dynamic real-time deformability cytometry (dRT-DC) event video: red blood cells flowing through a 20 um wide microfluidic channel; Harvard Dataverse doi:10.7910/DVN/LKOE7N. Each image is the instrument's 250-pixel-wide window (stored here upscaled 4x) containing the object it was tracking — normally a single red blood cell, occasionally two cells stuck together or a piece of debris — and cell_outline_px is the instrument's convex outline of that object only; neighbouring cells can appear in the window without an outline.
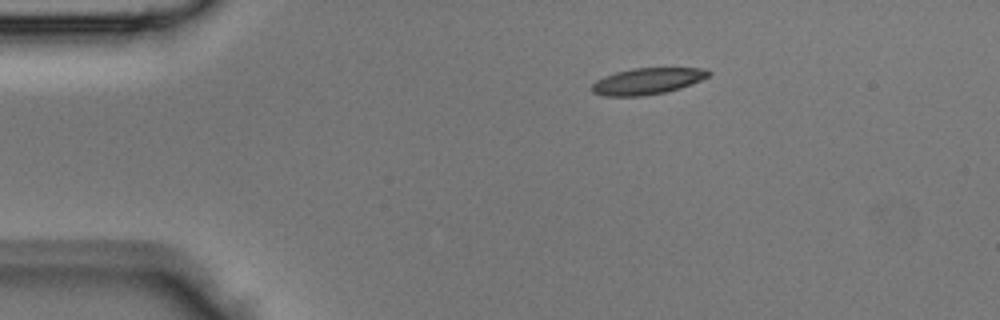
{"species": "Egyptian fruit bat (a non-hibernating species)", "species_latin": "Rousettus aegyptiacus", "temperature_condition": "room temperature", "stored_images_in_passage": 37, "camera_frame_rate_fps": 3000, "um_per_image_px": 0.085, "animal": {"sex": "male"}, "frame": {"image": 1, "passage_image": 1, "time_ms": 0.0, "image_size_px": [1000, 320], "cell_outline_px": [[712, 72], [708, 76], [700, 80], [680, 88], [664, 92], [644, 96], [604, 96], [592, 92], [592, 84], [596, 80], [604, 76], [616, 72], [632, 68], [704, 68]], "centroid_in_image_um": [55.0, 6.89], "position_along_channel_um": 30.0, "area_um2": 17.86}}
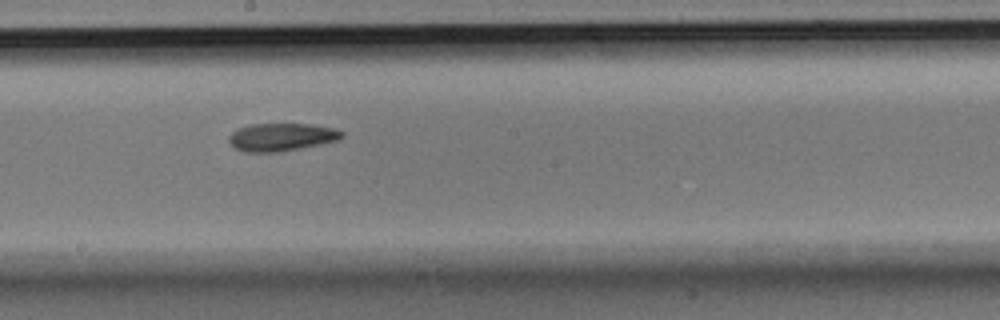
{"frame": {"image": 2, "passage_image": 17, "time_ms": 5.333, "image_size_px": [1000, 320], "cell_outline_px": [[344, 136], [340, 140], [280, 152], [244, 152], [236, 148], [228, 140], [228, 136], [236, 128], [252, 124], [308, 124], [336, 128], [344, 132]], "centroid_in_image_um": [23.94, 11.64], "position_along_channel_um": 224.3, "area_um2": 18.44}}
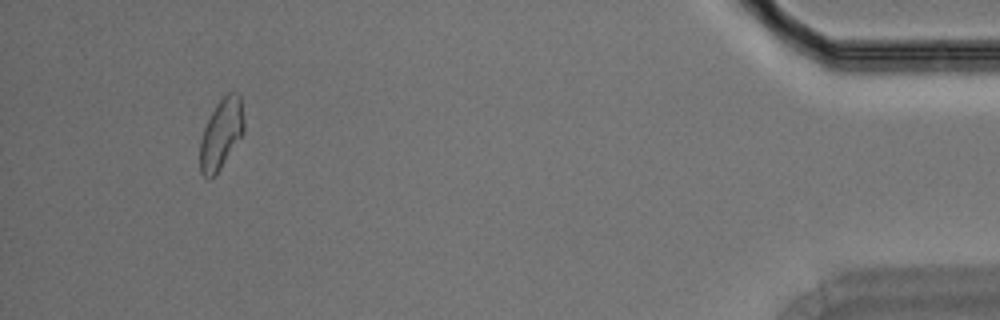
{"frame": {"image": 3, "passage_image": 34, "time_ms": 11.0, "image_size_px": [1000, 320], "cell_outline_px": [[244, 132], [220, 168], [208, 180], [200, 172], [200, 140], [204, 128], [216, 104], [228, 92], [236, 92], [240, 96], [244, 120]], "centroid_in_image_um": [18.8, 11.37], "position_along_channel_um": 416.4, "area_um2": 17.69}}